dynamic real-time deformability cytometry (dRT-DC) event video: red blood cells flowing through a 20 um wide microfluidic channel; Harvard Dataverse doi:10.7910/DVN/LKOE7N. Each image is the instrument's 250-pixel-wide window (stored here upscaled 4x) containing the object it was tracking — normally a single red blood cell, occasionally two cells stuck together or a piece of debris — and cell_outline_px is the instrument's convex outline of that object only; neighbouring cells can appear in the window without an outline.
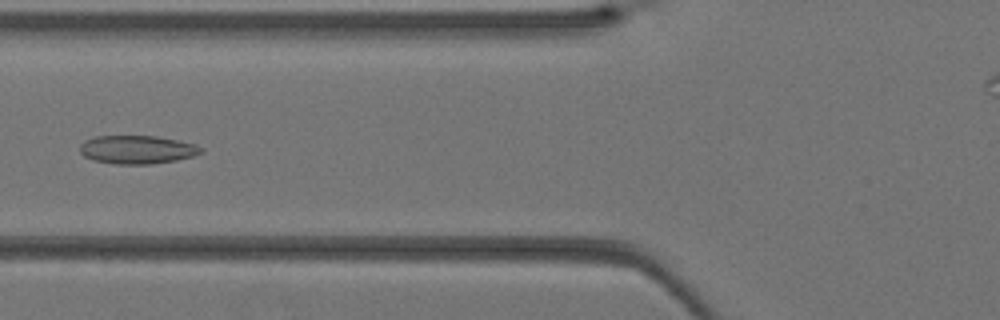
{"species": "Egyptian fruit bat (a non-hibernating species)", "species_latin": "Rousettus aegyptiacus", "temperature_condition": "warm", "stored_images_in_passage": 33, "camera_frame_rate_fps": 3000, "um_per_image_px": 0.085, "animal": {"sex": "female"}, "frame": {"image": 1, "passage_image": 8, "time_ms": 2.333, "image_size_px": [1000, 320], "cell_outline_px": [[204, 152], [192, 156], [176, 160], [152, 164], [116, 164], [92, 160], [84, 156], [80, 152], [80, 144], [84, 140], [96, 136], [156, 136], [196, 144], [204, 148]], "centroid_in_image_um": [11.66, 12.72], "position_along_channel_um": 114.1, "area_um2": 20.11}}
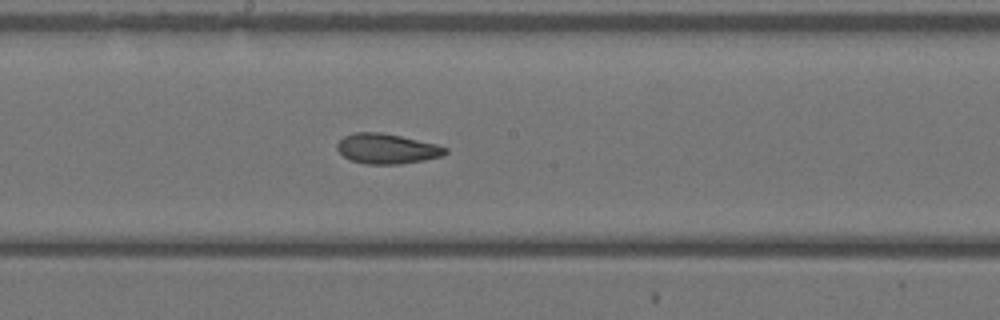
{"frame": {"image": 2, "passage_image": 14, "time_ms": 4.333, "image_size_px": [1000, 320], "cell_outline_px": [[448, 152], [440, 156], [424, 160], [400, 164], [368, 164], [352, 160], [344, 156], [336, 148], [336, 144], [344, 136], [356, 132], [380, 132], [400, 136], [436, 144], [448, 148]], "centroid_in_image_um": [32.88, 12.64], "position_along_channel_um": 215.3, "area_um2": 18.79}}
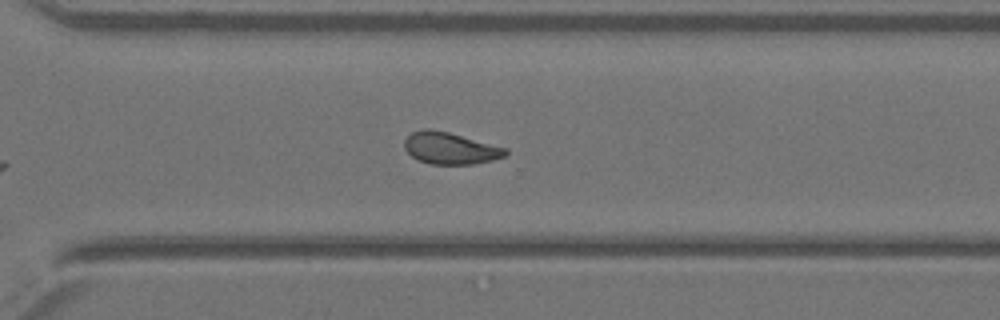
{"frame": {"image": 3, "passage_image": 21, "time_ms": 6.667, "image_size_px": [1000, 320], "cell_outline_px": [[508, 156], [492, 160], [472, 164], [428, 164], [412, 156], [404, 148], [404, 140], [412, 132], [424, 128], [428, 128], [448, 132], [508, 148]], "centroid_in_image_um": [38.29, 12.6], "position_along_channel_um": 332.3, "area_um2": 18.79}}